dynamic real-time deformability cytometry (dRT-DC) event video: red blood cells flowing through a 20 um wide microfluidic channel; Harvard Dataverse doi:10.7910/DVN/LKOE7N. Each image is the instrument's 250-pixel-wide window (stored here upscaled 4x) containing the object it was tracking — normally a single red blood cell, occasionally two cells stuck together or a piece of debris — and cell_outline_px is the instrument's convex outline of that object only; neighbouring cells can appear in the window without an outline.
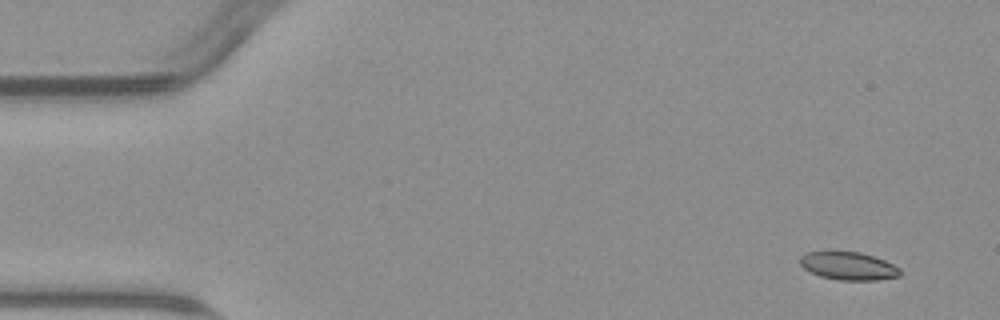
{"species": "common noctule bat (a hibernating species)", "species_latin": "Nyctalus noctula", "temperature_condition": "warm", "stored_images_in_passage": 7, "camera_frame_rate_fps": 3000, "um_per_image_px": 0.085, "animal": {"sex": "male", "body_mass_g": 23.1, "forearm_length_mm": 52.7}, "frame": {"image": 1, "passage_image": 1, "time_ms": 0.0, "image_size_px": [1000, 320], "cell_outline_px": [[900, 276], [876, 280], [840, 280], [820, 276], [804, 268], [800, 264], [800, 256], [808, 252], [860, 252], [884, 260], [900, 268]], "centroid_in_image_um": [72.12, 22.61], "position_along_channel_um": 12.9, "area_um2": 16.07}}
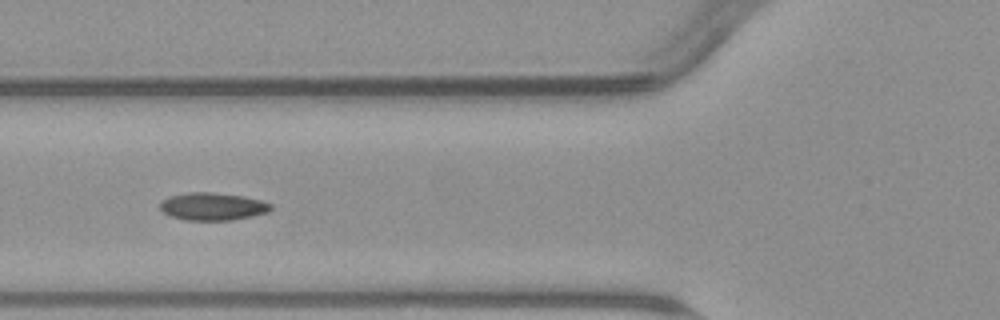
{"frame": {"image": 2, "passage_image": 5, "time_ms": 5.667, "image_size_px": [1000, 320], "cell_outline_px": [[272, 208], [268, 212], [252, 216], [232, 220], [184, 220], [172, 216], [164, 212], [160, 208], [160, 204], [168, 196], [188, 192], [212, 192], [244, 196], [260, 200], [272, 204]], "centroid_in_image_um": [18.09, 17.54], "position_along_channel_um": 107.7, "area_um2": 17.8}}
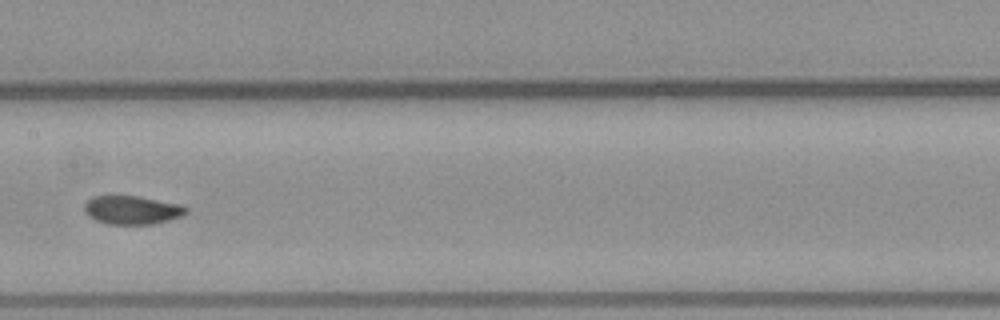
{"frame": {"image": 3, "passage_image": 7, "time_ms": 8.0, "image_size_px": [1000, 320], "cell_outline_px": [[188, 212], [184, 216], [152, 224], [108, 224], [96, 220], [88, 216], [84, 212], [84, 204], [92, 196], [112, 192], [140, 196], [180, 204], [188, 208]], "centroid_in_image_um": [11.18, 17.8], "position_along_channel_um": 196.2, "area_um2": 17.74}}